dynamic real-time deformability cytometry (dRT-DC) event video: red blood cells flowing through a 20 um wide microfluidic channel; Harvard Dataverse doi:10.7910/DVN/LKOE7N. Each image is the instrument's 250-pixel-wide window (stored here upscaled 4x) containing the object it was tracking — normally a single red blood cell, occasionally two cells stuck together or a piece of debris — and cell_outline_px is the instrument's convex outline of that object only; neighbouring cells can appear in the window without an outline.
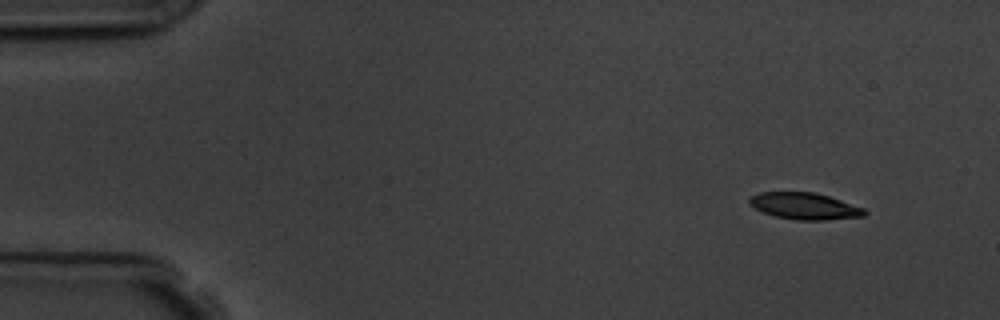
{"species": "common noctule bat (a hibernating species)", "species_latin": "Nyctalus noctula", "temperature_condition": "room temperature", "stored_images_in_passage": 5, "camera_frame_rate_fps": 3000, "um_per_image_px": 0.085, "animal": {"sex": "male", "body_mass_g": 19.5, "forearm_length_mm": 54.6}, "frame": {"image": 1, "passage_image": 1, "time_ms": 0.0, "image_size_px": [1000, 320], "cell_outline_px": [[868, 212], [864, 216], [824, 220], [796, 220], [776, 216], [764, 212], [748, 204], [748, 200], [752, 196], [760, 192], [816, 192], [864, 208]], "centroid_in_image_um": [68.4, 17.51], "position_along_channel_um": 16.6, "area_um2": 17.74}}
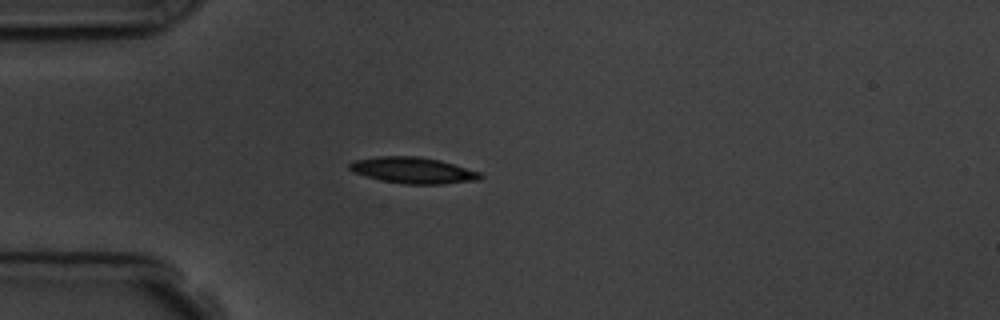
{"frame": {"image": 2, "passage_image": 4, "time_ms": 3.333, "image_size_px": [1000, 320], "cell_outline_px": [[484, 176], [480, 180], [440, 184], [404, 184], [380, 180], [352, 172], [348, 168], [348, 164], [356, 160], [380, 156], [416, 156], [440, 160], [480, 172]], "centroid_in_image_um": [35.11, 14.48], "position_along_channel_um": 49.9, "area_um2": 19.94}}